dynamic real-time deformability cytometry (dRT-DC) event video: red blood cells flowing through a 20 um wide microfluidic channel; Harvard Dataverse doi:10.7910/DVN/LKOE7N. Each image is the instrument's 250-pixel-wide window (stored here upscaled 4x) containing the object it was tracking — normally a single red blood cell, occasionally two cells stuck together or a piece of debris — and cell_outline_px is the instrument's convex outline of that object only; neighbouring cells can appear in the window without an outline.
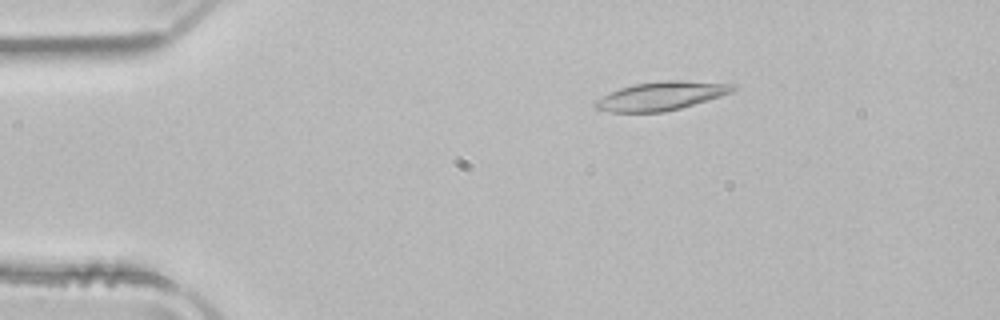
{"species": "common noctule bat (a hibernating species)", "species_latin": "Nyctalus noctula", "temperature_condition": "room temperature", "stored_images_in_passage": 51, "camera_frame_rate_fps": 3000, "um_per_image_px": 0.085, "animal": {"sex": "male", "body_mass_g": 21.5, "forearm_length_mm": 52.0}, "frame": {"image": 1, "passage_image": 9, "time_ms": 2.667, "image_size_px": [1000, 320], "cell_outline_px": [[740, 84], [732, 92], [720, 96], [680, 108], [664, 112], [612, 112], [596, 108], [592, 104], [596, 100], [620, 88], [632, 84], [664, 80], [676, 80]], "centroid_in_image_um": [56.23, 8.14], "position_along_channel_um": 28.8, "area_um2": 22.77}}
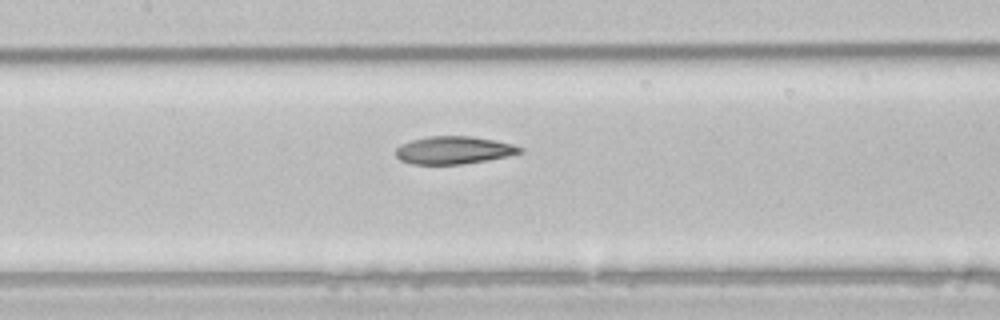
{"frame": {"image": 2, "passage_image": 24, "time_ms": 7.667, "image_size_px": [1000, 320], "cell_outline_px": [[524, 152], [508, 156], [488, 160], [464, 164], [412, 164], [400, 160], [396, 156], [396, 148], [400, 144], [412, 140], [428, 136], [472, 136], [496, 140], [512, 144], [524, 148]], "centroid_in_image_um": [38.59, 12.76], "position_along_channel_um": 168.8, "area_um2": 20.23}}
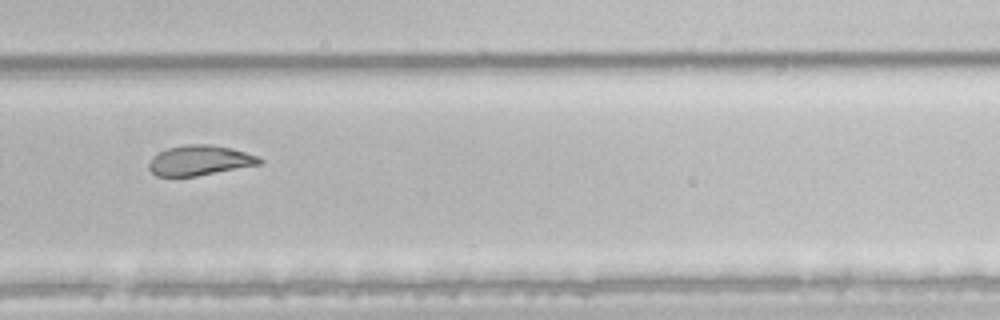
{"frame": {"image": 3, "passage_image": 35, "time_ms": 11.333, "image_size_px": [1000, 320], "cell_outline_px": [[264, 160], [260, 164], [196, 176], [156, 176], [148, 168], [148, 164], [152, 156], [168, 148], [184, 144], [212, 144], [232, 148], [256, 156]], "centroid_in_image_um": [16.95, 13.62], "position_along_channel_um": 312.9, "area_um2": 19.31}, "authors_computed_cell_mechanics": {"area_um2": 21.5016, "velocity_mm_per_s": 3.9487, "shape_relaxation_time_tau1_ms": 7.4892, "shape_relaxation_time_tau2_ms": 2.6513, "deformation_change_tau1": 0.2148, "deformation_change_tau2": 0.0939}}